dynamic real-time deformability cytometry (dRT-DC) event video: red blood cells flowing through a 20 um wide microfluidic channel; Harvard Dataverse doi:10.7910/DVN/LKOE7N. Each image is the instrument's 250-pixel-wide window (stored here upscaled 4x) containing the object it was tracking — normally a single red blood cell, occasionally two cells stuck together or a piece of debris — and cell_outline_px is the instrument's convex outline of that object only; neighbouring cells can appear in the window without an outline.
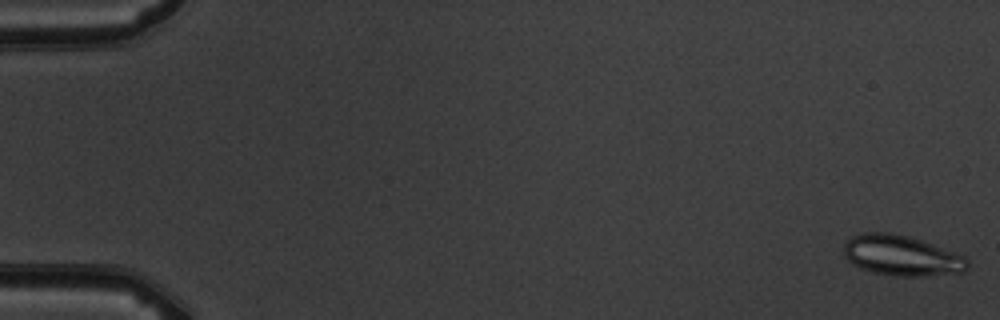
{"species": "common noctule bat (a hibernating species)", "species_latin": "Nyctalus noctula", "temperature_condition": "warm", "stored_images_in_passage": 6, "camera_frame_rate_fps": 3000, "um_per_image_px": 0.085, "animal": {"sex": "male", "body_mass_g": 19.5, "forearm_length_mm": 54.6}, "frame": {"image": 1, "passage_image": 1, "time_ms": 0.0, "image_size_px": [1000, 320], "cell_outline_px": [[968, 268], [964, 272], [924, 276], [896, 276], [872, 272], [860, 268], [852, 264], [844, 256], [844, 244], [852, 236], [860, 232], [888, 232], [908, 236], [932, 244], [964, 256], [968, 260]], "centroid_in_image_um": [76.61, 21.72], "position_along_channel_um": 8.4, "area_um2": 29.13}}
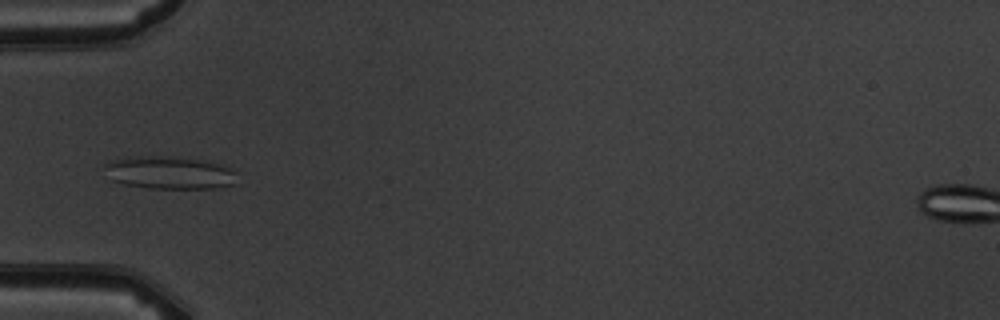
{"frame": {"image": 2, "passage_image": 6, "time_ms": 5.667, "image_size_px": [1000, 320], "cell_outline_px": [[236, 184], [212, 188], [148, 188], [124, 184], [112, 180], [104, 164], [108, 160], [124, 156], [160, 156], [204, 160], [220, 164], [236, 172]], "centroid_in_image_um": [14.38, 14.67], "position_along_channel_um": 70.6, "area_um2": 25.26}}